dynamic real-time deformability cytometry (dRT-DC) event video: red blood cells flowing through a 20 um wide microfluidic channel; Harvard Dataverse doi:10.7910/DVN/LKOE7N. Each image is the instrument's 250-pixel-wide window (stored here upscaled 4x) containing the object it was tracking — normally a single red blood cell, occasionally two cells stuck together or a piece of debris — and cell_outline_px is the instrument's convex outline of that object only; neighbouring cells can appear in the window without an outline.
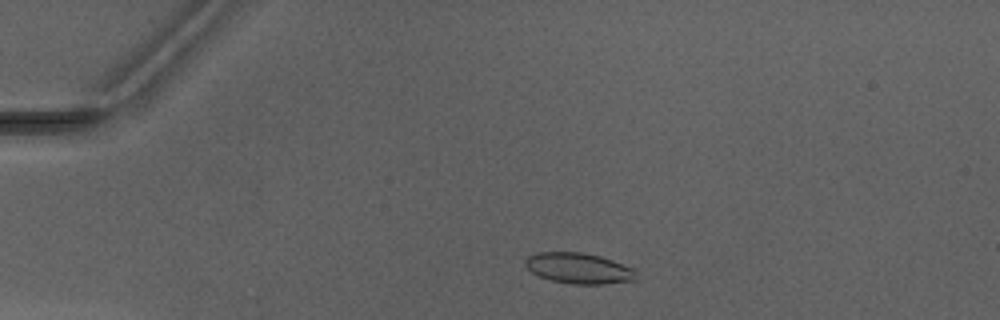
{"species": "Egyptian fruit bat (a non-hibernating species)", "species_latin": "Rousettus aegyptiacus", "temperature_condition": "warm", "stored_images_in_passage": 2, "camera_frame_rate_fps": 3000, "um_per_image_px": 0.085, "animal": {"sex": "male"}, "frame": {"image": 1, "passage_image": 1, "time_ms": 0.0, "image_size_px": [1000, 320], "cell_outline_px": [[636, 280], [604, 284], [572, 284], [552, 280], [540, 276], [532, 272], [524, 264], [524, 260], [528, 256], [536, 252], [584, 252], [600, 256], [612, 260], [632, 268], [636, 276]], "centroid_in_image_um": [49.17, 22.79], "position_along_channel_um": 35.8, "area_um2": 19.77}}
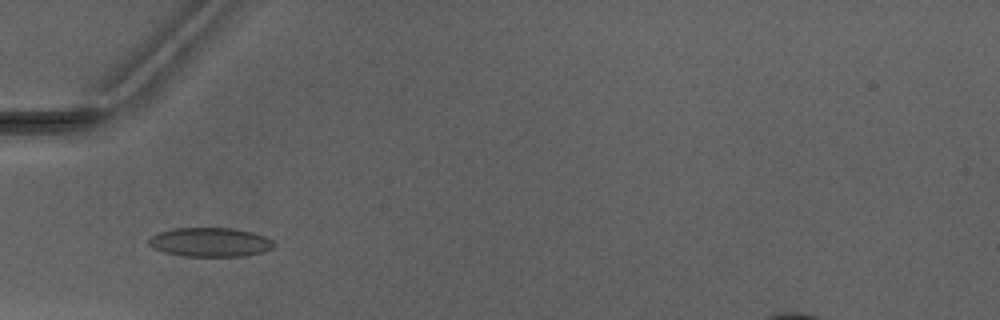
{"frame": {"image": 2, "passage_image": 2, "time_ms": 2.0, "image_size_px": [1000, 320], "cell_outline_px": [[276, 244], [272, 248], [264, 252], [244, 256], [184, 256], [164, 252], [152, 248], [148, 244], [148, 240], [156, 232], [172, 228], [232, 228], [252, 232], [264, 236], [272, 240]], "centroid_in_image_um": [17.84, 20.58], "position_along_channel_um": 67.2, "area_um2": 21.39}}